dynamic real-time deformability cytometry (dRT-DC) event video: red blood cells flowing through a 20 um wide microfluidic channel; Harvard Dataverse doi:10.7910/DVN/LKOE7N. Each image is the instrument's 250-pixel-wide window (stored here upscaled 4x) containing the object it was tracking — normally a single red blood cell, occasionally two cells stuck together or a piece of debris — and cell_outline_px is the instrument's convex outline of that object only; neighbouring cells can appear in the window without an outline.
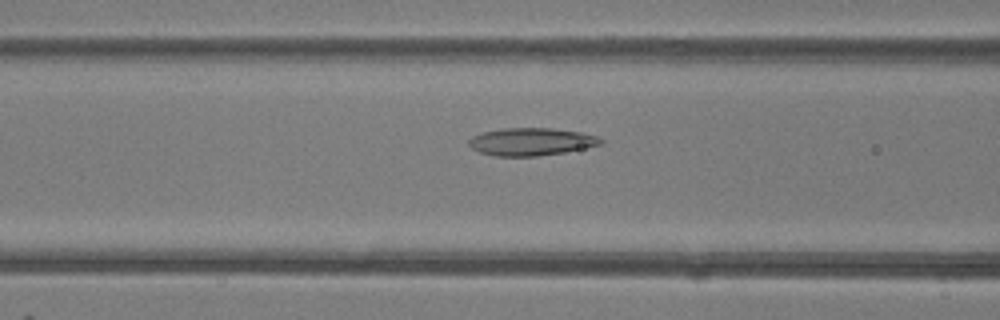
{"species": "common noctule bat (a hibernating species)", "species_latin": "Nyctalus noctula", "temperature_condition": "room temperature", "stored_images_in_passage": 49, "camera_frame_rate_fps": 3000, "um_per_image_px": 0.085, "animal": {"sex": "female"}, "frame": {"image": 1, "passage_image": 20, "time_ms": 6.333, "image_size_px": [1000, 320], "cell_outline_px": [[604, 144], [564, 152], [536, 156], [496, 156], [480, 152], [472, 148], [468, 144], [468, 140], [472, 136], [480, 132], [504, 128], [552, 128], [580, 132], [596, 136], [604, 140]], "centroid_in_image_um": [45.14, 12.04], "position_along_channel_um": 121.5, "area_um2": 21.27}}
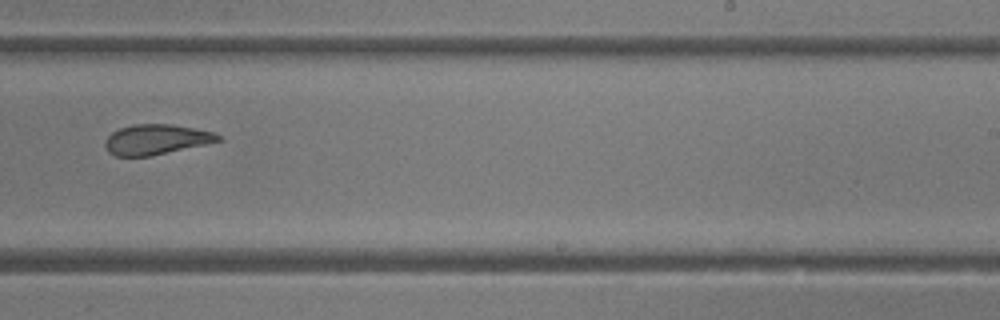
{"frame": {"image": 2, "passage_image": 31, "time_ms": 10.0, "image_size_px": [1000, 320], "cell_outline_px": [[224, 140], [208, 144], [148, 156], [116, 156], [108, 152], [104, 144], [108, 136], [112, 132], [120, 128], [136, 124], [172, 124], [212, 132], [220, 136]], "centroid_in_image_um": [13.28, 11.86], "position_along_channel_um": 275.7, "area_um2": 19.71}}
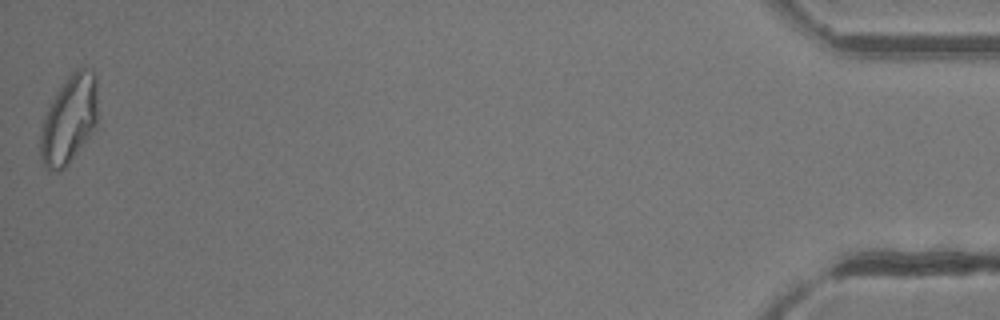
{"frame": {"image": 3, "passage_image": 49, "time_ms": 16.0, "image_size_px": [1000, 320], "cell_outline_px": [[96, 128], [68, 164], [64, 168], [56, 172], [44, 168], [40, 160], [40, 136], [44, 116], [56, 92], [68, 76], [76, 68], [92, 68], [96, 76]], "centroid_in_image_um": [5.86, 10.17], "position_along_channel_um": 429.3, "area_um2": 29.59}, "authors_computed_cell_mechanics": {"area_um2": 23.2934, "velocity_mm_per_s": 4.2132, "shape_relaxation_time_tau1_ms": null, "shape_relaxation_time_tau2_ms": 2.024, "deformation_change_tau1": null, "deformation_change_tau2": 0.0921}}